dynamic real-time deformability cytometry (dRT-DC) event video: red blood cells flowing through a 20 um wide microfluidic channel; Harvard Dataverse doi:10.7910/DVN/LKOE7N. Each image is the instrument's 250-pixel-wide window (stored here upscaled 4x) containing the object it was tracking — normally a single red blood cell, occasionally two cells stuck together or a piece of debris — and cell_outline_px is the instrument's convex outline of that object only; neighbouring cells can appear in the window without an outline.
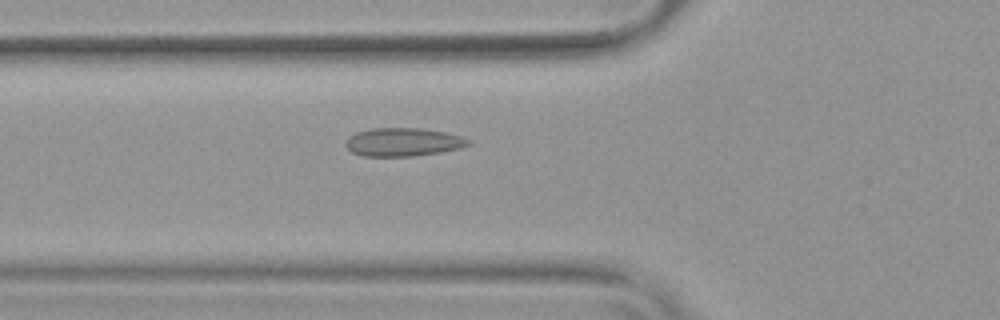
{"species": "common noctule bat (a hibernating species)", "species_latin": "Nyctalus noctula", "temperature_condition": "warm", "stored_images_in_passage": 54, "camera_frame_rate_fps": 3000, "um_per_image_px": 0.085, "animal": {"sex": "female", "body_mass_g": 19.9}, "frame": {"image": 1, "passage_image": 20, "time_ms": 6.333, "image_size_px": [1000, 320], "cell_outline_px": [[472, 144], [460, 148], [440, 152], [412, 156], [364, 156], [352, 152], [344, 144], [344, 140], [348, 136], [356, 132], [368, 128], [420, 128], [444, 132], [460, 136], [472, 140]], "centroid_in_image_um": [34.24, 12.07], "position_along_channel_um": 91.6, "area_um2": 20.4}}
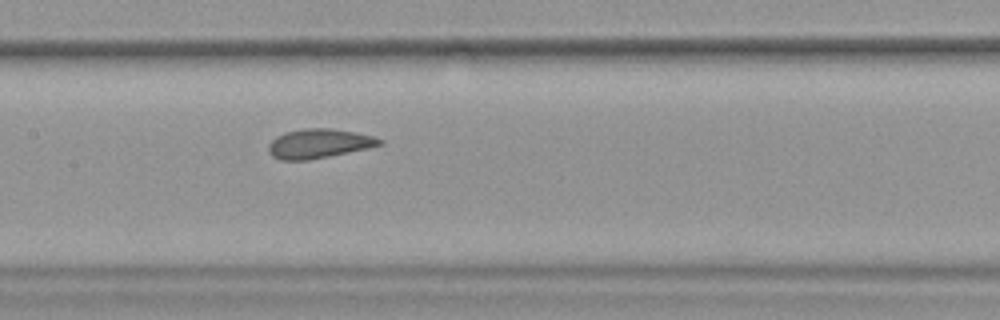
{"frame": {"image": 2, "passage_image": 27, "time_ms": 8.667, "image_size_px": [1000, 320], "cell_outline_px": [[384, 144], [368, 148], [308, 160], [280, 160], [272, 156], [268, 152], [268, 144], [276, 136], [284, 132], [304, 128], [332, 128], [356, 132], [372, 136], [384, 140]], "centroid_in_image_um": [27.09, 12.19], "position_along_channel_um": 180.3, "area_um2": 19.07}}
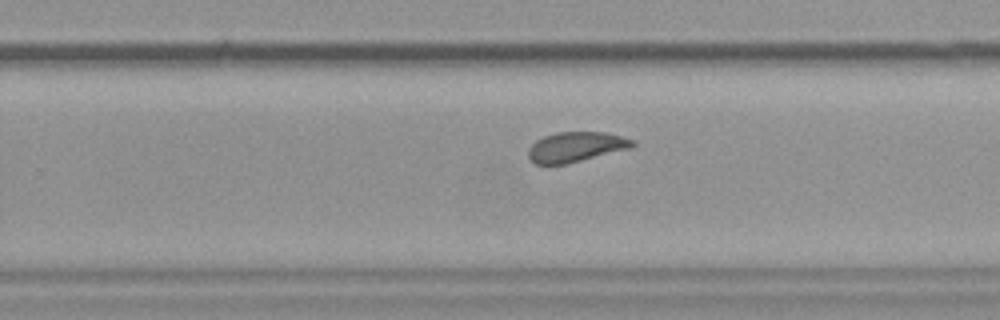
{"frame": {"image": 3, "passage_image": 35, "time_ms": 11.333, "image_size_px": [1000, 320], "cell_outline_px": [[636, 144], [632, 148], [568, 164], [536, 164], [528, 156], [528, 148], [536, 140], [544, 136], [556, 132], [604, 132], [636, 140]], "centroid_in_image_um": [48.98, 12.49], "position_along_channel_um": 280.8, "area_um2": 18.38}, "authors_computed_cell_mechanics": {"area_um2": 19.7098, "velocity_mm_per_s": 3.8015, "shape_relaxation_time_tau1_ms": null, "shape_relaxation_time_tau2_ms": 0.7812, "deformation_change_tau1": null, "deformation_change_tau2": 0.0487}}